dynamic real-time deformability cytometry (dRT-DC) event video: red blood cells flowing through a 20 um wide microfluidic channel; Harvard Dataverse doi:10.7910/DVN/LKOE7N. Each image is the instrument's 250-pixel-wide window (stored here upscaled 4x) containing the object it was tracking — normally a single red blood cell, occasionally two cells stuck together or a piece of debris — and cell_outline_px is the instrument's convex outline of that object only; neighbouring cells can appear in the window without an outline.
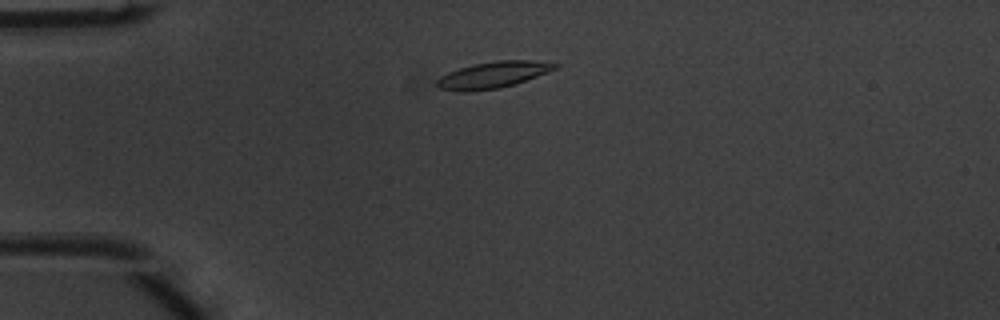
{"species": "common noctule bat (a hibernating species)", "species_latin": "Nyctalus noctula", "temperature_condition": "warm", "stored_images_in_passage": 39, "camera_frame_rate_fps": 3000, "um_per_image_px": 0.085, "animal": {"sex": "male", "body_mass_g": 20.1, "forearm_length_mm": 53.5}, "frame": {"image": 1, "passage_image": 1, "time_ms": 0.0, "image_size_px": [1000, 320], "cell_outline_px": [[560, 64], [556, 68], [548, 72], [516, 84], [500, 88], [464, 92], [460, 92], [440, 88], [436, 84], [436, 80], [440, 76], [448, 72], [460, 68], [476, 64], [496, 60], [532, 60]], "centroid_in_image_um": [41.91, 6.37], "position_along_channel_um": 43.1, "area_um2": 18.15}}
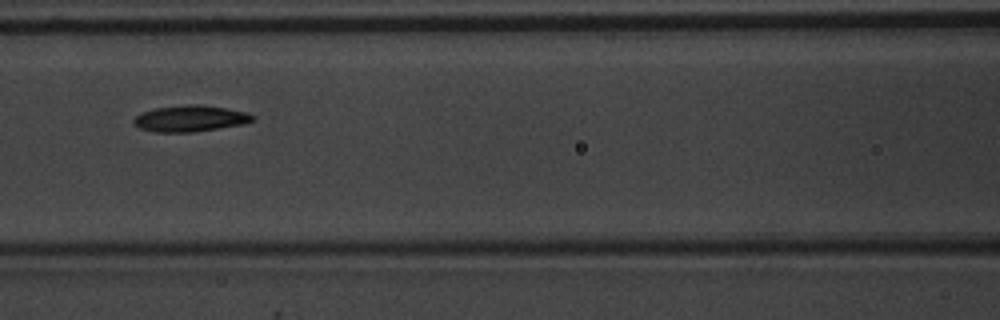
{"frame": {"image": 2, "passage_image": 11, "time_ms": 3.333, "image_size_px": [1000, 320], "cell_outline_px": [[256, 120], [244, 124], [192, 132], [156, 132], [140, 128], [132, 124], [132, 120], [140, 112], [156, 108], [188, 104], [200, 104], [248, 112], [256, 116]], "centroid_in_image_um": [16.18, 10.07], "position_along_channel_um": 150.4, "area_um2": 18.32}}
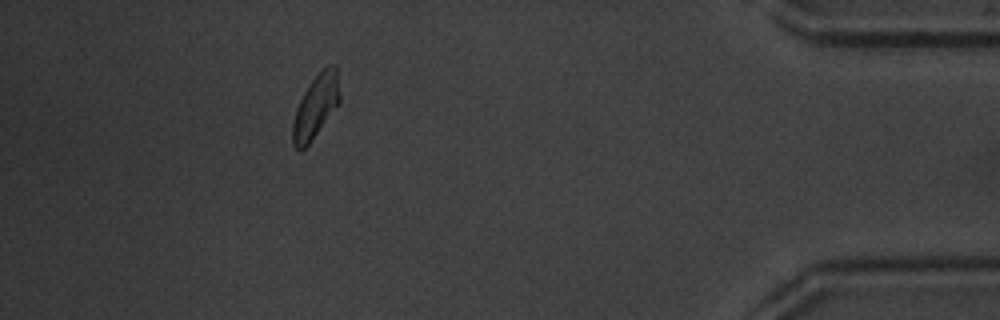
{"frame": {"image": 3, "passage_image": 34, "time_ms": 11.0, "image_size_px": [1000, 320], "cell_outline_px": [[340, 104], [308, 144], [300, 152], [292, 144], [292, 124], [296, 108], [308, 84], [328, 64], [336, 64], [340, 96]], "centroid_in_image_um": [26.84, 9.05], "position_along_channel_um": 408.4, "area_um2": 17.4}, "authors_computed_cell_mechanics": {"area_um2": 17.5134, "velocity_mm_per_s": 4.0009, "shape_relaxation_time_tau1_ms": 1.9664, "shape_relaxation_time_tau2_ms": 10.2518, "deformation_change_tau1": 0.1292, "deformation_change_tau2": 0.2009}}